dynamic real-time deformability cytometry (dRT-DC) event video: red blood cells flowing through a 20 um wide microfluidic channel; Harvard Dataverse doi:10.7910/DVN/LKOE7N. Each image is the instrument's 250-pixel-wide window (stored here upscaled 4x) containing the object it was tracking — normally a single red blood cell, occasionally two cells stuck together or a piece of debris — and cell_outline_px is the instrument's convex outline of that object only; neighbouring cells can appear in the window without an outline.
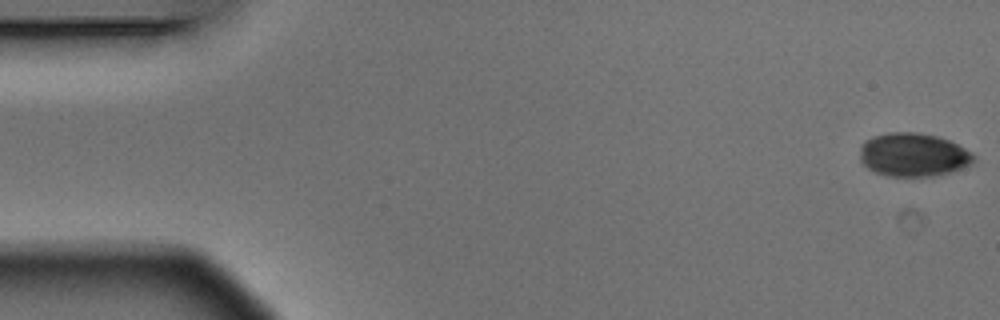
{"species": "Egyptian fruit bat (a non-hibernating species)", "species_latin": "Rousettus aegyptiacus", "temperature_condition": "warm", "stored_images_in_passage": 3, "camera_frame_rate_fps": 3000, "um_per_image_px": 0.085, "animal": {"sex": "male"}, "frame": {"image": 1, "passage_image": 1, "time_ms": 0.0, "image_size_px": [1000, 320], "cell_outline_px": [[976, 160], [972, 164], [948, 172], [932, 176], [888, 176], [876, 172], [868, 168], [860, 160], [860, 144], [864, 140], [872, 136], [888, 132], [920, 132], [936, 136], [948, 140], [972, 152], [976, 156]], "centroid_in_image_um": [77.61, 13.14], "position_along_channel_um": 7.4, "area_um2": 28.96}}